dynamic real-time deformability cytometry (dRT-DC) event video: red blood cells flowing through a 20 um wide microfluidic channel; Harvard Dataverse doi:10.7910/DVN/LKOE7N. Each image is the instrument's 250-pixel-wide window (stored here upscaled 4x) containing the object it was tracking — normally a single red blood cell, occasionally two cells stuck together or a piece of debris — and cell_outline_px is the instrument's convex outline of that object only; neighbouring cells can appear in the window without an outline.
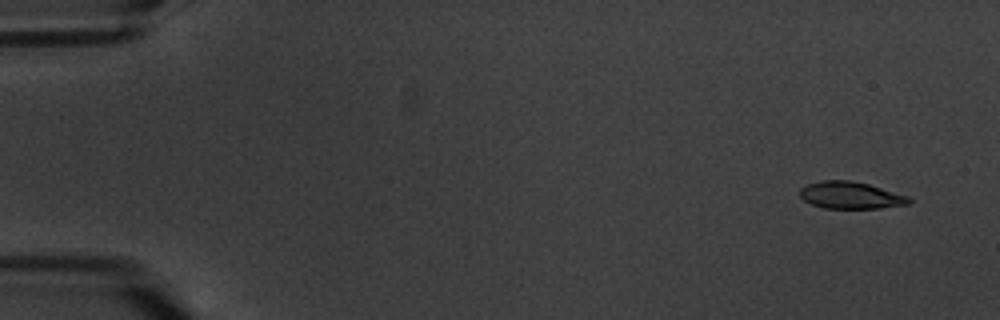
{"species": "common noctule bat (a hibernating species)", "species_latin": "Nyctalus noctula", "temperature_condition": "warm", "stored_images_in_passage": 13, "camera_frame_rate_fps": 3000, "um_per_image_px": 0.085, "animal": {"sex": "male", "body_mass_g": 20.1, "forearm_length_mm": 53.5}, "frame": {"image": 1, "passage_image": 1, "time_ms": 0.0, "image_size_px": [1000, 320], "cell_outline_px": [[912, 200], [908, 204], [880, 208], [824, 208], [812, 204], [804, 200], [800, 196], [800, 188], [808, 184], [820, 180], [848, 180], [868, 184], [908, 196]], "centroid_in_image_um": [72.29, 16.59], "position_along_channel_um": 12.7, "area_um2": 17.05}}
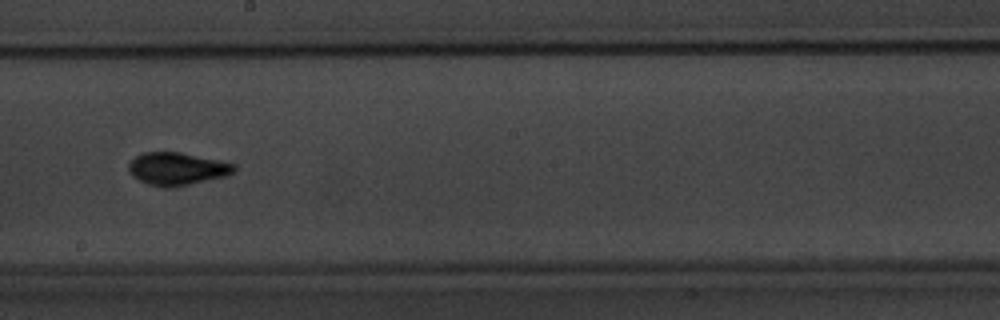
{"frame": {"image": 2, "passage_image": 9, "time_ms": 10.333, "image_size_px": [1000, 320], "cell_outline_px": [[236, 172], [228, 176], [188, 184], [148, 184], [132, 176], [128, 172], [128, 164], [136, 156], [144, 152], [180, 152], [236, 164]], "centroid_in_image_um": [15.08, 14.3], "position_along_channel_um": 233.1, "area_um2": 19.48}}
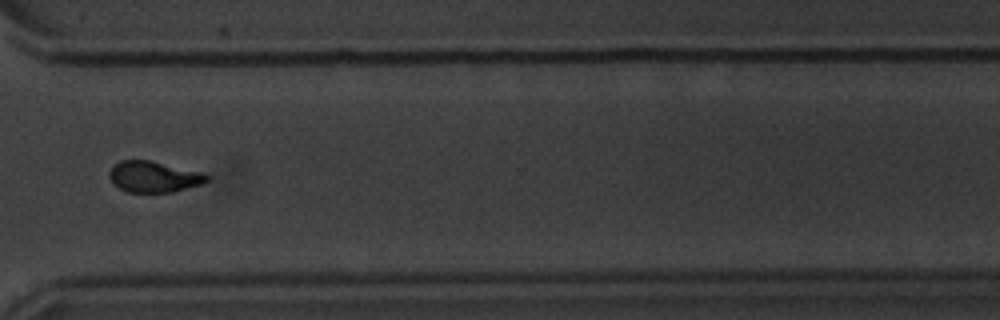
{"frame": {"image": 3, "passage_image": 12, "time_ms": 14.0, "image_size_px": [1000, 320], "cell_outline_px": [[212, 176], [208, 180], [200, 184], [172, 192], [128, 192], [120, 188], [108, 176], [108, 172], [120, 160], [152, 160], [204, 172]], "centroid_in_image_um": [13.12, 15.0], "position_along_channel_um": 357.5, "area_um2": 17.69}, "authors_computed_cell_mechanics": {"area_um2": 17.8602, "velocity_mm_per_s": 3.3949, "shape_relaxation_time_tau1_ms": 2.6276, "shape_relaxation_time_tau2_ms": 1.3114, "deformation_change_tau1": 0.1218, "deformation_change_tau2": 0.0638}}